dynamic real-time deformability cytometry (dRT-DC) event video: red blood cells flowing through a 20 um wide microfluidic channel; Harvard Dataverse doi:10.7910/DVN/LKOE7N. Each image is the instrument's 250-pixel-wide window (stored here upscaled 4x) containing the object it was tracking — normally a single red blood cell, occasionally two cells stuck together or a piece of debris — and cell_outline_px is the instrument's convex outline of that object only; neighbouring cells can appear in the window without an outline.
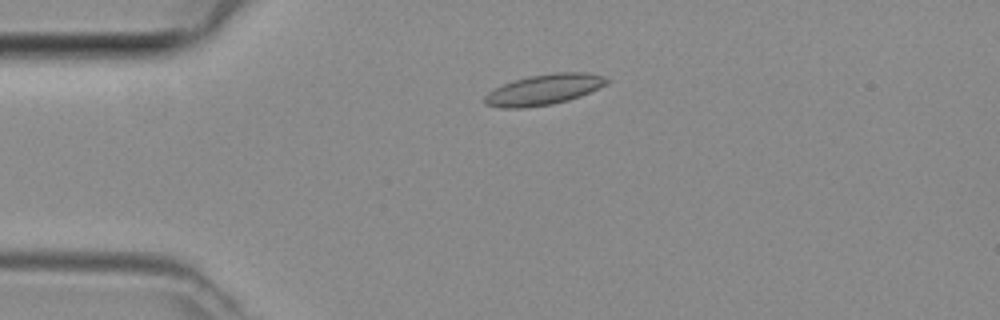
{"species": "common noctule bat (a hibernating species)", "species_latin": "Nyctalus noctula", "temperature_condition": "room temperature", "stored_images_in_passage": 44, "camera_frame_rate_fps": 3000, "um_per_image_px": 0.085, "animal": {"sex": "female", "body_mass_g": 29.2, "forearm_length_mm": 56.3}, "frame": {"image": 1, "passage_image": 8, "time_ms": 2.333, "image_size_px": [1000, 320], "cell_outline_px": [[608, 84], [580, 96], [568, 100], [552, 104], [524, 108], [500, 108], [484, 104], [484, 96], [488, 92], [504, 84], [528, 76], [552, 72], [588, 72], [604, 76], [608, 80]], "centroid_in_image_um": [46.24, 7.61], "position_along_channel_um": 38.8, "area_um2": 21.79}}
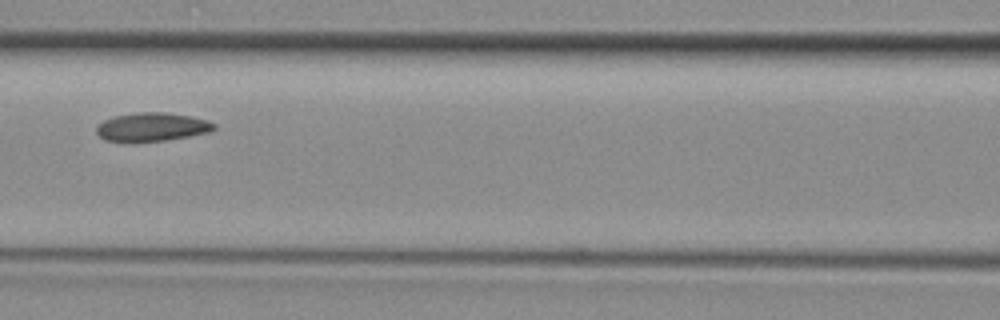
{"frame": {"image": 2, "passage_image": 18, "time_ms": 5.667, "image_size_px": [1000, 320], "cell_outline_px": [[216, 128], [208, 132], [188, 136], [164, 140], [132, 144], [104, 140], [96, 132], [96, 128], [104, 120], [116, 116], [140, 112], [164, 112], [188, 116], [208, 120], [216, 124]], "centroid_in_image_um": [12.88, 10.82], "position_along_channel_um": 153.7, "area_um2": 19.77}}
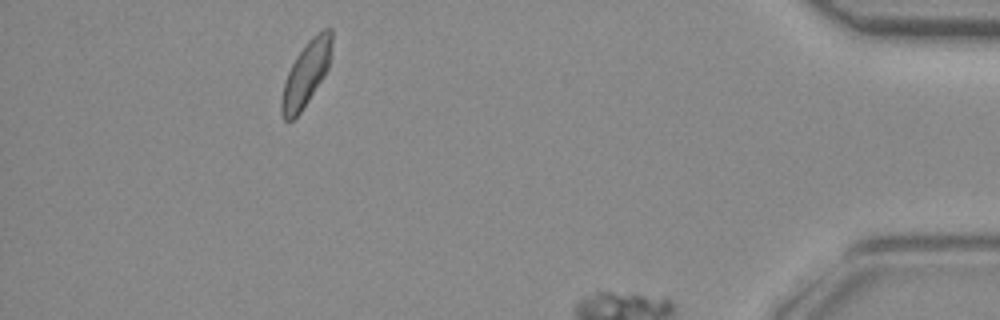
{"frame": {"image": 3, "passage_image": 40, "time_ms": 13.0, "image_size_px": [1000, 320], "cell_outline_px": [[332, 44], [328, 68], [324, 76], [300, 112], [292, 120], [284, 120], [280, 112], [280, 100], [284, 84], [288, 72], [296, 56], [308, 40], [312, 36], [324, 28], [332, 28]], "centroid_in_image_um": [26.01, 6.25], "position_along_channel_um": 409.2, "area_um2": 18.73}}